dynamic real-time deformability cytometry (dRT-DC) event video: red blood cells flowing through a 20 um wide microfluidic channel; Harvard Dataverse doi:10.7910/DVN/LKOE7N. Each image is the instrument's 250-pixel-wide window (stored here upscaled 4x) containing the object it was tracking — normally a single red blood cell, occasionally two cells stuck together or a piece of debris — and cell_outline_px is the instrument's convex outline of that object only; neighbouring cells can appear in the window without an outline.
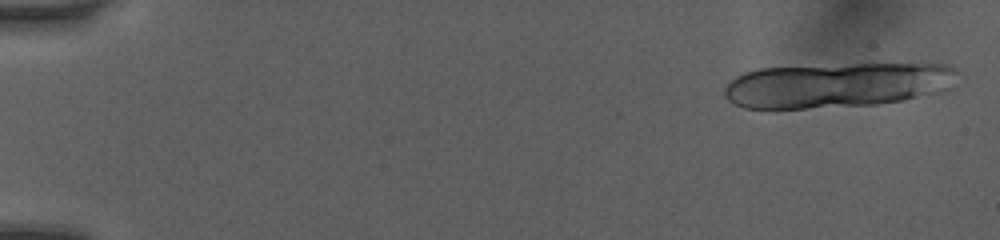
{"species": "human", "species_latin": "Homo sapiens", "temperature_condition": "room temperature", "stored_images_in_passage": 16, "camera_frame_rate_fps": 3000, "um_per_image_px": 0.085, "donor": {"sex": "female"}, "frame": {"image": 1, "passage_image": 1, "time_ms": 0.0, "image_size_px": [1000, 240], "cell_outline_px": [[964, 76], [948, 92], [904, 100], [876, 104], [804, 108], [744, 108], [732, 104], [724, 96], [724, 88], [736, 76], [744, 72], [760, 68], [852, 64], [952, 64], [964, 72]], "centroid_in_image_um": [71.34, 7.22], "position_along_channel_um": 13.7, "area_um2": 62.31}}